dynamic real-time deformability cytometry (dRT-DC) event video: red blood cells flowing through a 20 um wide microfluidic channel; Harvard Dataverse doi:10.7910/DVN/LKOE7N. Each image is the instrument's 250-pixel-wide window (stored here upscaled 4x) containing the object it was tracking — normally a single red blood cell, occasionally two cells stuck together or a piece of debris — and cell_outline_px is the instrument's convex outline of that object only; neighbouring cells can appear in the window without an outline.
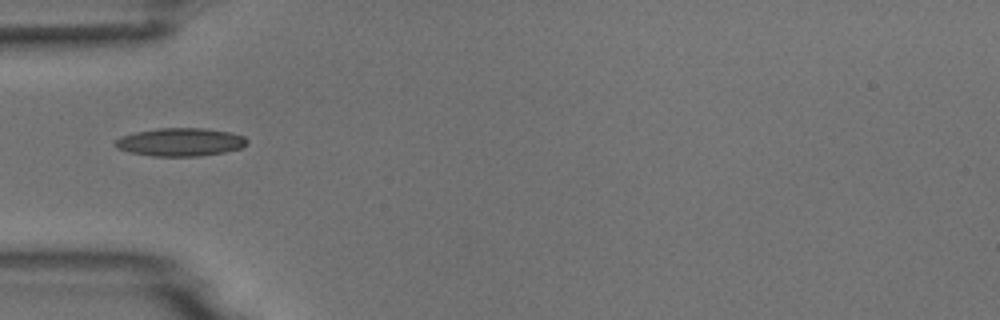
{"species": "common noctule bat (a hibernating species)", "species_latin": "Nyctalus noctula", "temperature_condition": "room temperature", "stored_images_in_passage": 1, "camera_frame_rate_fps": 3000, "um_per_image_px": 0.085, "animal": {"sex": "male", "body_mass_g": 18.8}, "frame": {"image": 1, "passage_image": 1, "time_ms": 0.0, "image_size_px": [1000, 320], "cell_outline_px": [[248, 144], [240, 148], [224, 152], [200, 156], [152, 156], [128, 152], [116, 148], [116, 140], [120, 136], [136, 132], [160, 128], [204, 128], [228, 132], [244, 136], [248, 140]], "centroid_in_image_um": [15.33, 12.08], "position_along_channel_um": 69.7, "area_um2": 21.56}}